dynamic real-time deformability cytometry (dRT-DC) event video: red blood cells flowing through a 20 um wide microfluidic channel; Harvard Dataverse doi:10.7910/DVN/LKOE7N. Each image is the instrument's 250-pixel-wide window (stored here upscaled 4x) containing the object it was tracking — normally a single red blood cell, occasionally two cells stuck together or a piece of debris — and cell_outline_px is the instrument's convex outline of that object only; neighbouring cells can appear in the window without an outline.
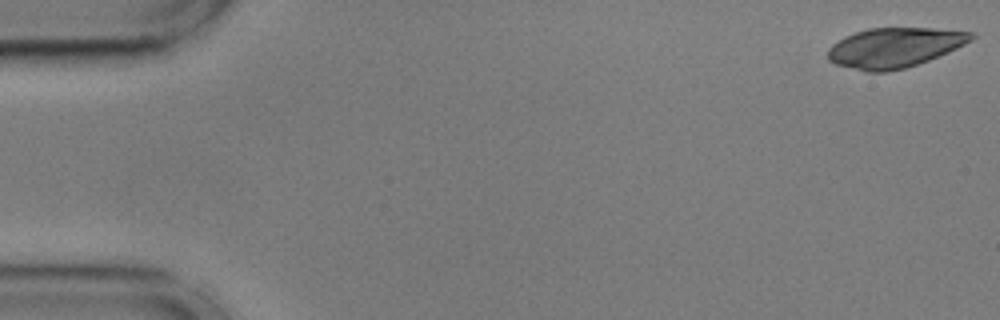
{"species": "common noctule bat (a hibernating species)", "species_latin": "Nyctalus noctula", "temperature_condition": "cold", "stored_images_in_passage": 55, "camera_frame_rate_fps": 3000, "um_per_image_px": 0.085, "animal": {"sex": "male", "body_mass_g": 17.9, "forearm_length_mm": 54.2}, "frame": {"image": 1, "passage_image": 1, "time_ms": 0.0, "image_size_px": [1000, 320], "cell_outline_px": [[976, 36], [972, 40], [948, 52], [928, 60], [904, 68], [888, 72], [864, 72], [836, 64], [828, 60], [828, 48], [832, 44], [844, 36], [868, 28], [932, 28], [976, 32]], "centroid_in_image_um": [76.02, 4.04], "position_along_channel_um": 9.0, "area_um2": 33.35}}